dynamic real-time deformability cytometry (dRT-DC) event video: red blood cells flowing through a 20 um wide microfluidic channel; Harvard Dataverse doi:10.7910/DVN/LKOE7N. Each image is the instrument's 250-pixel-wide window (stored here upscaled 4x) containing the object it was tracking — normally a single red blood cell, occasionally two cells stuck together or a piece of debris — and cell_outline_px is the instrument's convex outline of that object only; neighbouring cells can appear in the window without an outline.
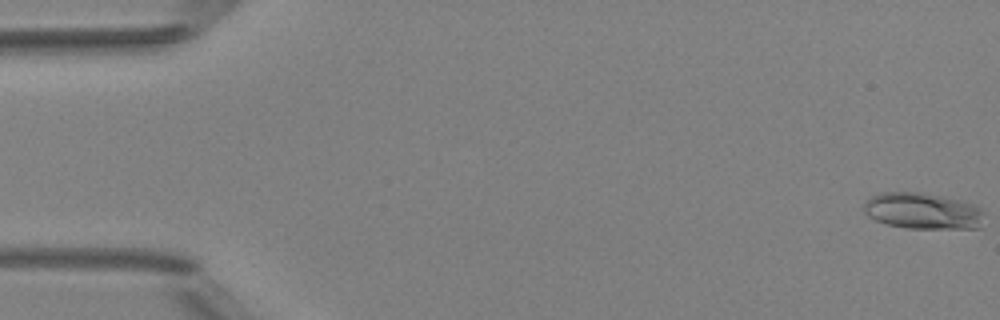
{"species": "Egyptian fruit bat (a non-hibernating species)", "species_latin": "Rousettus aegyptiacus", "temperature_condition": "room temperature", "stored_images_in_passage": 6, "camera_frame_rate_fps": 3000, "um_per_image_px": 0.085, "animal": {"sex": "female"}, "frame": {"image": 1, "passage_image": 1, "time_ms": 0.0, "image_size_px": [1000, 320], "cell_outline_px": [[984, 212], [980, 228], [908, 228], [888, 224], [876, 220], [868, 216], [864, 212], [864, 204], [872, 196], [884, 192], [920, 192], [964, 200], [980, 208]], "centroid_in_image_um": [78.46, 17.92], "position_along_channel_um": 6.5, "area_um2": 25.37}}